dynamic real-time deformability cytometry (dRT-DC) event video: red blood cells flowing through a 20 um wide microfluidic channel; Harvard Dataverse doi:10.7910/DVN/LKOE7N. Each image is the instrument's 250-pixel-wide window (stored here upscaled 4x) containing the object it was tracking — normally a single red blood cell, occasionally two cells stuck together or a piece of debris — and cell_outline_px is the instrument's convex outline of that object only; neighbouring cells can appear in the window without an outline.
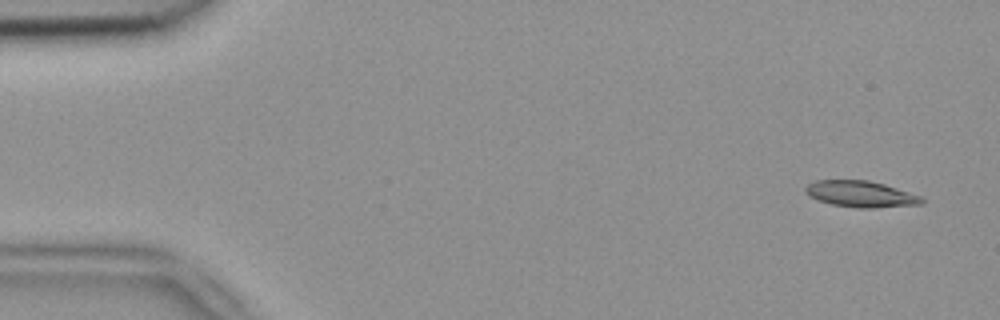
{"species": "common noctule bat (a hibernating species)", "species_latin": "Nyctalus noctula", "temperature_condition": "room temperature", "stored_images_in_passage": 6, "camera_frame_rate_fps": 3000, "um_per_image_px": 0.085, "animal": {"sex": "female", "body_mass_g": 18.4}, "frame": {"image": 1, "passage_image": 1, "time_ms": 0.0, "image_size_px": [1000, 320], "cell_outline_px": [[924, 204], [876, 208], [856, 208], [832, 204], [808, 196], [804, 192], [804, 188], [808, 184], [816, 180], [868, 180], [884, 184], [924, 196]], "centroid_in_image_um": [73.21, 16.5], "position_along_channel_um": 11.8, "area_um2": 18.03}}
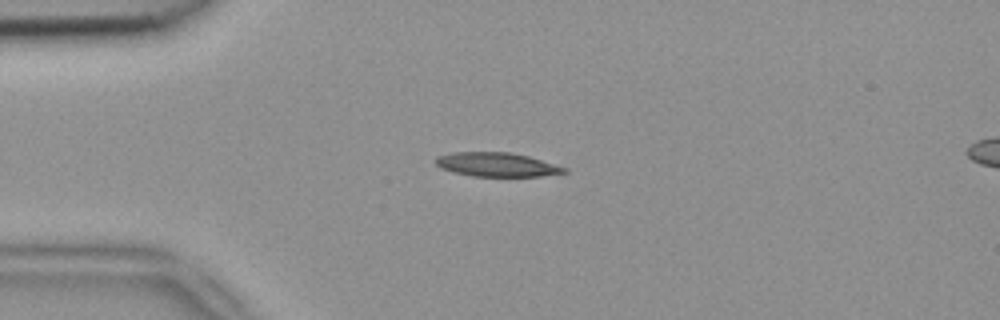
{"frame": {"image": 2, "passage_image": 4, "time_ms": 1.0, "image_size_px": [1000, 320], "cell_outline_px": [[568, 172], [540, 176], [472, 176], [440, 168], [436, 164], [436, 156], [452, 152], [508, 152], [528, 156], [568, 168]], "centroid_in_image_um": [42.23, 13.98], "position_along_channel_um": 42.8, "area_um2": 17.86}}